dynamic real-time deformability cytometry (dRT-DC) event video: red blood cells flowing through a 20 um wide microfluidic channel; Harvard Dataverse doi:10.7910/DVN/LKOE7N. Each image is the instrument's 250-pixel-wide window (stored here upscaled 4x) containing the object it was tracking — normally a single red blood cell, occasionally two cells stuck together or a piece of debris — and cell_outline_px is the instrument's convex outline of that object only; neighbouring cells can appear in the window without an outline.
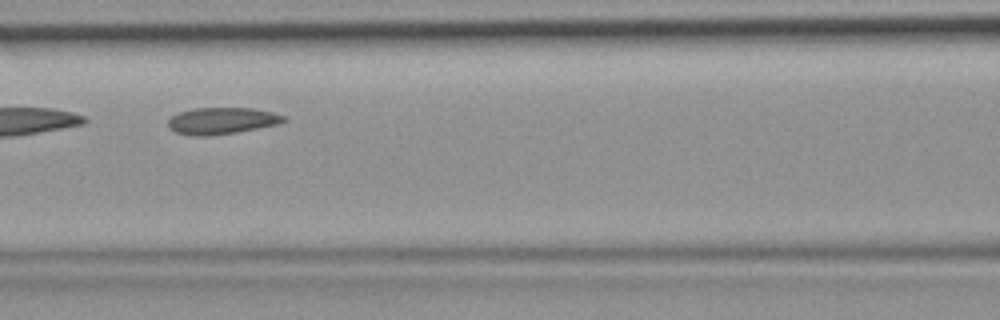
{"species": "common noctule bat (a hibernating species)", "species_latin": "Nyctalus noctula", "temperature_condition": "room temperature", "stored_images_in_passage": 4, "camera_frame_rate_fps": 3000, "um_per_image_px": 0.085, "animal": {"sex": "female", "body_mass_g": 19.9}, "frame": {"image": 1, "passage_image": 3, "time_ms": 0.667, "image_size_px": [1000, 320], "cell_outline_px": [[288, 120], [280, 124], [236, 132], [208, 136], [196, 136], [176, 132], [168, 128], [168, 120], [172, 116], [180, 112], [192, 108], [252, 108], [272, 112], [284, 116]], "centroid_in_image_um": [18.86, 10.26], "position_along_channel_um": 147.7, "area_um2": 17.98}}